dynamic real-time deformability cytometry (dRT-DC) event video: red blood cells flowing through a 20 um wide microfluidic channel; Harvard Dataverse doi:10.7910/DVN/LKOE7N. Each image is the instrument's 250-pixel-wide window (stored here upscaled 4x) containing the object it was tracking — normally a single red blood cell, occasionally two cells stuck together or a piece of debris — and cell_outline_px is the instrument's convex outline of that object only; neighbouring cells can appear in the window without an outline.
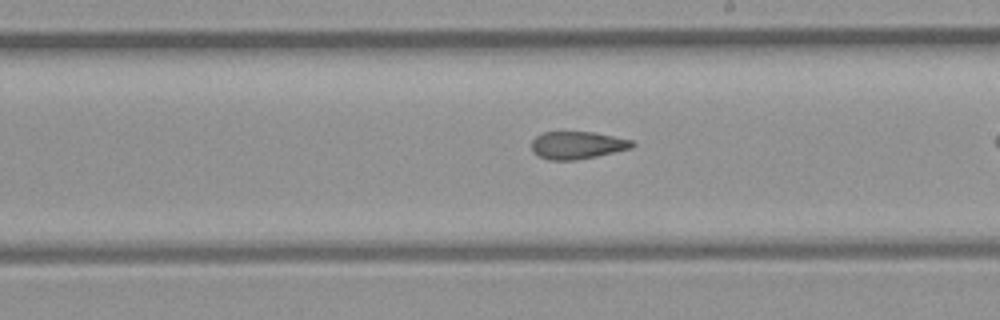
{"species": "common noctule bat (a hibernating species)", "species_latin": "Nyctalus noctula", "temperature_condition": "room temperature", "stored_images_in_passage": 37, "camera_frame_rate_fps": 3000, "um_per_image_px": 0.085, "animal": {"sex": "female", "body_mass_g": 21.9}, "frame": {"image": 1, "passage_image": 27, "time_ms": 8.667, "image_size_px": [1000, 320], "cell_outline_px": [[636, 144], [632, 148], [596, 156], [576, 160], [548, 160], [532, 152], [532, 140], [536, 136], [544, 132], [592, 132], [632, 140]], "centroid_in_image_um": [49.06, 12.34], "position_along_channel_um": 239.9, "area_um2": 16.07}}